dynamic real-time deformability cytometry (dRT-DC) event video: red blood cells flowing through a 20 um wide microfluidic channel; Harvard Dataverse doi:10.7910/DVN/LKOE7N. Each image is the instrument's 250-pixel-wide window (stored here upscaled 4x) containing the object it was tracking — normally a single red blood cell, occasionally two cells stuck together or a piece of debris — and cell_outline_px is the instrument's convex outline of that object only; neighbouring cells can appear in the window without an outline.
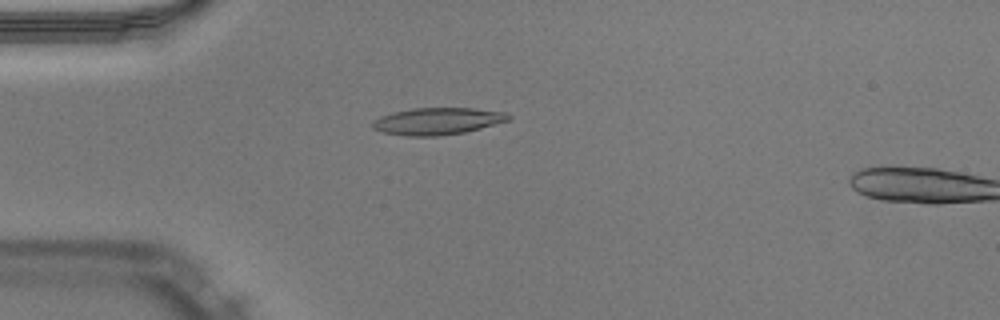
{"species": "Egyptian fruit bat (a non-hibernating species)", "species_latin": "Rousettus aegyptiacus", "temperature_condition": "warm", "stored_images_in_passage": 6, "camera_frame_rate_fps": 3000, "um_per_image_px": 0.085, "animal": {"sex": "male"}, "frame": {"image": 1, "passage_image": 4, "time_ms": 1.0, "image_size_px": [1000, 320], "cell_outline_px": [[512, 120], [464, 132], [440, 136], [404, 136], [384, 132], [372, 128], [372, 120], [380, 116], [392, 112], [412, 108], [472, 108], [504, 112], [512, 116]], "centroid_in_image_um": [37.18, 10.3], "position_along_channel_um": 47.8, "area_um2": 21.5}}